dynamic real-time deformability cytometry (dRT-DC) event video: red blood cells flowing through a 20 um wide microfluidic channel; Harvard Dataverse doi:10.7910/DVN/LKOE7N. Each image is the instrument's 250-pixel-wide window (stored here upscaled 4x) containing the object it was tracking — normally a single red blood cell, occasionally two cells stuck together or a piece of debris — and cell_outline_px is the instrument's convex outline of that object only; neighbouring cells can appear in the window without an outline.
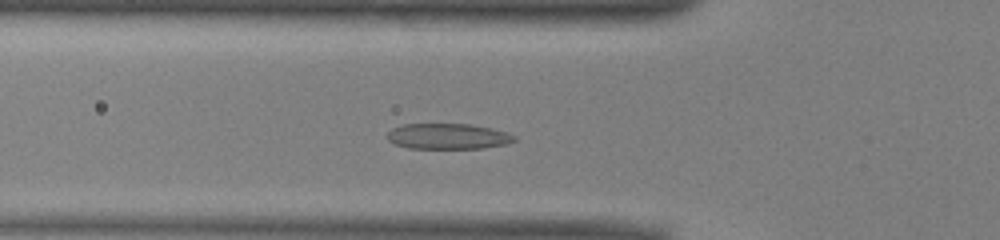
{"species": "common noctule bat (a hibernating species)", "species_latin": "Nyctalus noctula", "temperature_condition": "warm", "stored_images_in_passage": 44, "camera_frame_rate_fps": 3000, "um_per_image_px": 0.085, "animal": {"sex": "male", "body_mass_g": 13.0, "forearm_length_mm": 53.1}, "frame": {"image": 1, "passage_image": 10, "time_ms": 3.0, "image_size_px": [1000, 240], "cell_outline_px": [[516, 140], [508, 144], [484, 148], [408, 148], [396, 144], [388, 140], [388, 132], [392, 128], [404, 124], [468, 124], [492, 128], [508, 132], [516, 136]], "centroid_in_image_um": [38.12, 11.58], "position_along_channel_um": 87.7, "area_um2": 19.02}}
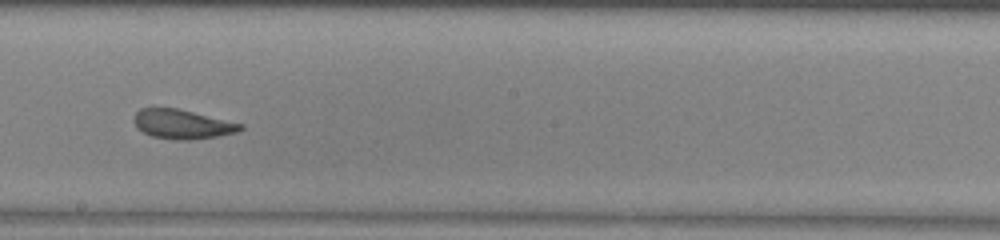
{"frame": {"image": 2, "passage_image": 21, "time_ms": 6.667, "image_size_px": [1000, 240], "cell_outline_px": [[244, 128], [236, 132], [216, 136], [192, 140], [172, 140], [152, 136], [136, 128], [132, 120], [136, 112], [140, 108], [176, 108], [244, 124]], "centroid_in_image_um": [15.46, 10.56], "position_along_channel_um": 232.7, "area_um2": 18.21}}
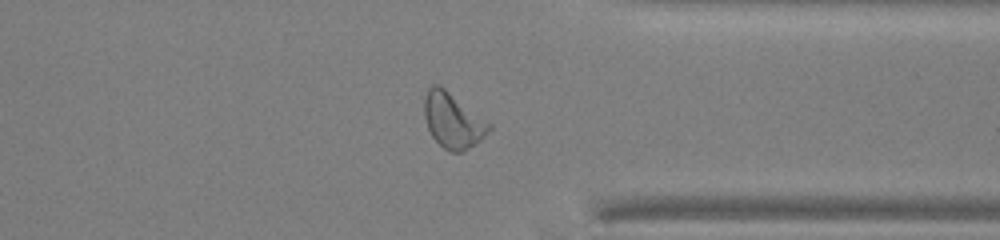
{"frame": {"image": 3, "passage_image": 32, "time_ms": 10.333, "image_size_px": [1000, 240], "cell_outline_px": [[492, 128], [480, 140], [464, 152], [448, 152], [432, 136], [428, 128], [424, 116], [424, 100], [428, 88], [432, 84], [440, 84], [492, 124]], "centroid_in_image_um": [38.49, 10.23], "position_along_channel_um": 372.9, "area_um2": 20.92}, "authors_computed_cell_mechanics": {"area_um2": 20.0855, "velocity_mm_per_s": 3.9516, "shape_relaxation_time_tau1_ms": 6.9514, "shape_relaxation_time_tau2_ms": 1.5073, "deformation_change_tau1": 0.1863, "deformation_change_tau2": 0.08}}